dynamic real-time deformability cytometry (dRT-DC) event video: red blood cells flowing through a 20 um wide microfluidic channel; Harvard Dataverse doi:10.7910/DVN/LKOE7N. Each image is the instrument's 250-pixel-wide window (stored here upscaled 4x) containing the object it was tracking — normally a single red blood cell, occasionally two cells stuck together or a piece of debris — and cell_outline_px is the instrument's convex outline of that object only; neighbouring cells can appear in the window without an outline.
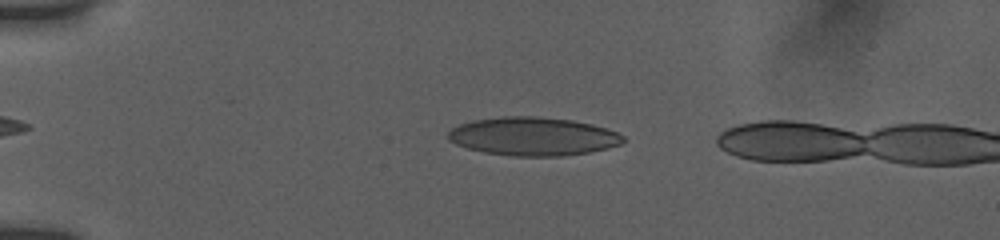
{"species": "human", "species_latin": "Homo sapiens", "temperature_condition": "room temperature", "stored_images_in_passage": 47, "camera_frame_rate_fps": 3000, "um_per_image_px": 0.085, "donor": {"sex": "female"}, "frame": {"image": 1, "passage_image": 9, "time_ms": 2.667, "image_size_px": [1000, 240], "cell_outline_px": [[624, 140], [620, 144], [608, 148], [588, 152], [560, 156], [512, 156], [484, 152], [468, 148], [456, 144], [448, 136], [448, 132], [452, 128], [460, 124], [476, 120], [500, 116], [540, 116], [572, 120], [604, 128], [616, 132], [624, 136]], "centroid_in_image_um": [45.31, 11.59], "position_along_channel_um": 39.7, "area_um2": 38.84}}
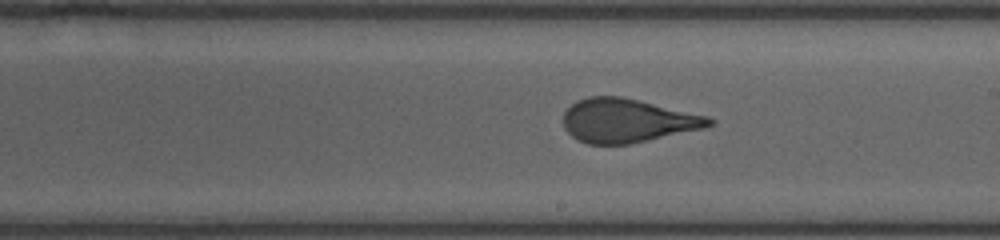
{"frame": {"image": 2, "passage_image": 28, "time_ms": 9.0, "image_size_px": [1000, 240], "cell_outline_px": [[716, 120], [712, 124], [700, 128], [628, 144], [588, 144], [572, 136], [564, 128], [564, 112], [576, 100], [588, 96], [620, 96], [640, 100], [708, 116]], "centroid_in_image_um": [53.28, 10.23], "position_along_channel_um": 235.7, "area_um2": 36.7}}
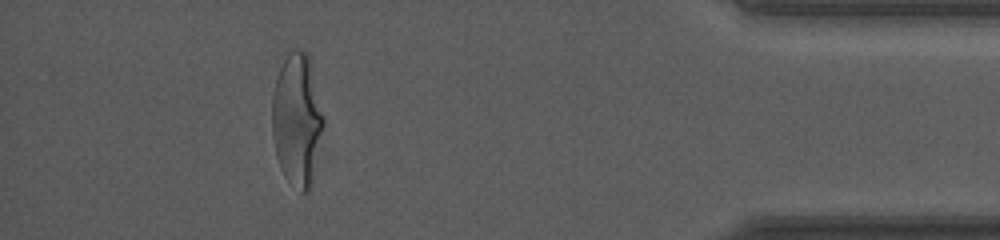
{"frame": {"image": 3, "passage_image": 45, "time_ms": 14.667, "image_size_px": [1000, 240], "cell_outline_px": [[324, 120], [312, 184], [308, 192], [300, 192], [284, 176], [280, 168], [276, 156], [272, 132], [272, 96], [276, 80], [280, 68], [288, 52], [292, 48], [296, 48], [308, 52], [324, 116]], "centroid_in_image_um": [25.24, 10.17], "position_along_channel_um": 410.0, "area_um2": 39.77}}